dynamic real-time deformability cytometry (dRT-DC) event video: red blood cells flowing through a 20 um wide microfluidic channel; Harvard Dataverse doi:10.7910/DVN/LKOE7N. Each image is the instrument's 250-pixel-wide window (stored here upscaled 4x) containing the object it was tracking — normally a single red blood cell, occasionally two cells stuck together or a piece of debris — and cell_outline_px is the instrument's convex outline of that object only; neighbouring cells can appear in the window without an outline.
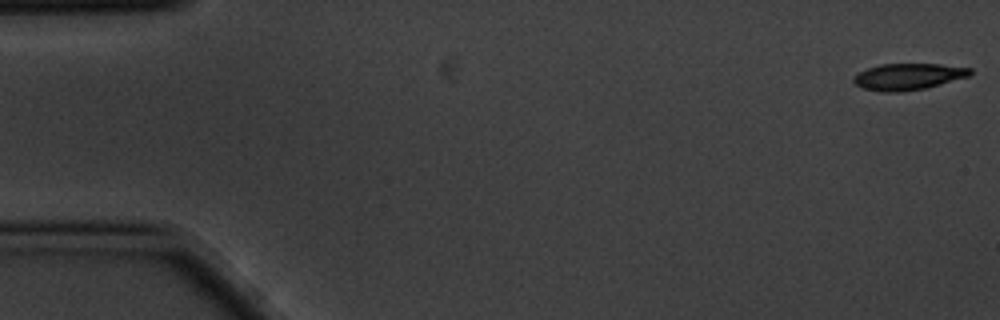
{"species": "common noctule bat (a hibernating species)", "species_latin": "Nyctalus noctula", "temperature_condition": "cold", "stored_images_in_passage": 5, "camera_frame_rate_fps": 3000, "um_per_image_px": 0.085, "animal": {"sex": "male", "body_mass_g": 20.1, "forearm_length_mm": 53.5}, "frame": {"image": 1, "passage_image": 1, "time_ms": 0.0, "image_size_px": [1000, 320], "cell_outline_px": [[972, 72], [968, 76], [940, 84], [924, 88], [900, 92], [884, 92], [864, 88], [856, 84], [852, 80], [852, 76], [868, 68], [880, 64], [940, 64], [972, 68]], "centroid_in_image_um": [77.18, 6.5], "position_along_channel_um": 7.8, "area_um2": 17.8}}
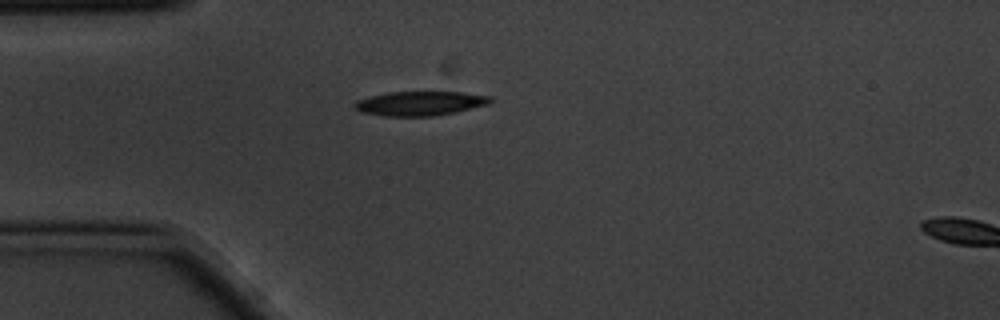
{"frame": {"image": 2, "passage_image": 5, "time_ms": 1.333, "image_size_px": [1000, 320], "cell_outline_px": [[492, 100], [488, 104], [456, 112], [432, 116], [384, 116], [360, 112], [352, 104], [356, 100], [368, 96], [388, 92], [460, 92], [492, 96]], "centroid_in_image_um": [35.66, 8.79], "position_along_channel_um": 49.3, "area_um2": 19.31}}